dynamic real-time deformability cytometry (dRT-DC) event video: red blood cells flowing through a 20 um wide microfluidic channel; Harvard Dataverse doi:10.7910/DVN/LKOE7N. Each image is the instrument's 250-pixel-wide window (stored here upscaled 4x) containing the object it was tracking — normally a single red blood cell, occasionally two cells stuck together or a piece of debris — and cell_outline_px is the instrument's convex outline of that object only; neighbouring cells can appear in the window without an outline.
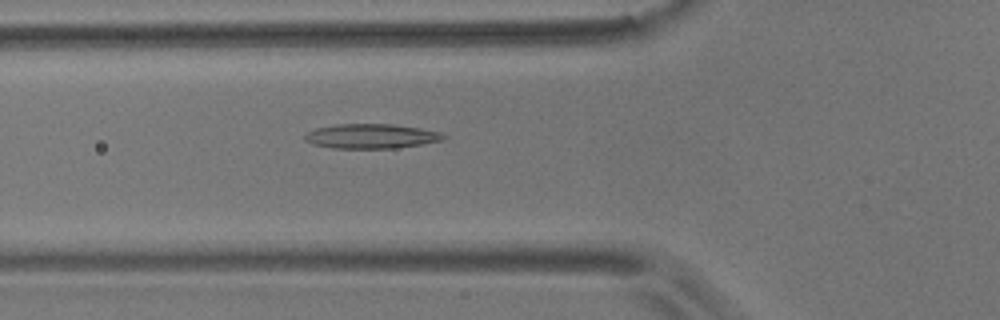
{"species": "common noctule bat (a hibernating species)", "species_latin": "Nyctalus noctula", "temperature_condition": "room temperature", "stored_images_in_passage": 2, "camera_frame_rate_fps": 3000, "um_per_image_px": 0.085, "animal": {"sex": "male", "body_mass_g": 17.9}, "frame": {"image": 1, "passage_image": 2, "time_ms": 1.0, "image_size_px": [1000, 320], "cell_outline_px": [[448, 136], [440, 140], [420, 144], [396, 148], [332, 148], [312, 144], [304, 140], [304, 136], [308, 132], [316, 128], [336, 124], [392, 124], [420, 128], [440, 132]], "centroid_in_image_um": [31.52, 11.57], "position_along_channel_um": 94.3, "area_um2": 19.77}}